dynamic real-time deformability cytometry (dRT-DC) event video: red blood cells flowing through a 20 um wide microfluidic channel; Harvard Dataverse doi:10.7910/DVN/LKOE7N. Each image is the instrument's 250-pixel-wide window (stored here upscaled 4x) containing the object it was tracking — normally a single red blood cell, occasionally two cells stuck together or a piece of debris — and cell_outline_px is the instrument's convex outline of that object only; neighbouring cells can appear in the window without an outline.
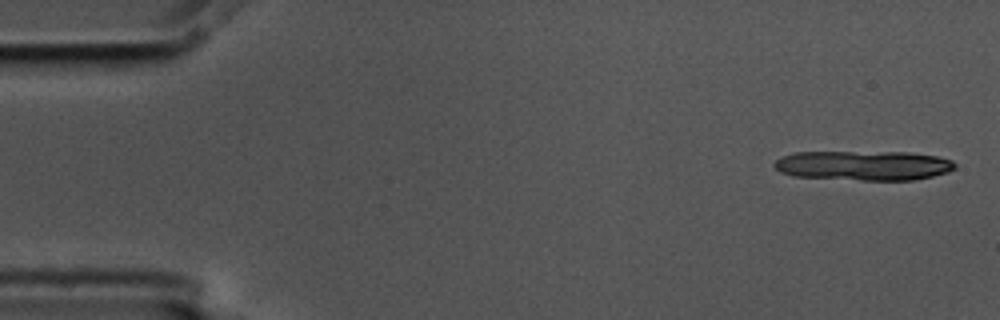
{"species": "common noctule bat (a hibernating species)", "species_latin": "Nyctalus noctula", "temperature_condition": "cold", "stored_images_in_passage": 5, "segment_of_instrument_passage": [2, 2], "camera_frame_rate_fps": 3000, "um_per_image_px": 0.085, "animal": {"sex": "male", "body_mass_g": 17.5, "forearm_length_mm": 52.3}, "frame": {"image": 1, "passage_image": 5, "time_ms": 1.333, "image_size_px": [1000, 320], "cell_outline_px": [[956, 168], [948, 172], [932, 176], [912, 180], [860, 180], [792, 176], [780, 172], [772, 164], [780, 156], [792, 152], [908, 152], [936, 156], [952, 160], [956, 164]], "centroid_in_image_um": [73.38, 14.06], "position_along_channel_um": 11.6, "area_um2": 31.44}}